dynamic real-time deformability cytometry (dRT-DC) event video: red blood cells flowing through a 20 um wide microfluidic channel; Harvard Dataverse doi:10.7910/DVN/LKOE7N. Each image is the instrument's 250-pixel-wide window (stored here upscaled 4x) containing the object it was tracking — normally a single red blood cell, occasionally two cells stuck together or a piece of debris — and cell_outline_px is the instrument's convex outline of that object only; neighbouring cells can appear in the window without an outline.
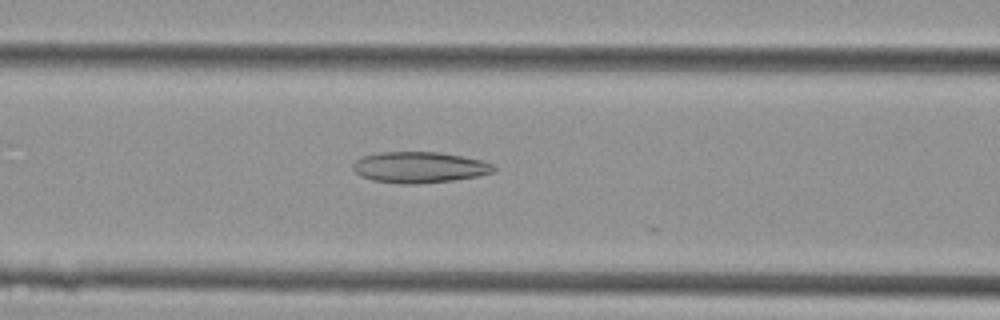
{"species": "Egyptian fruit bat (a non-hibernating species)", "species_latin": "Rousettus aegyptiacus", "temperature_condition": "cold", "stored_images_in_passage": 19, "camera_frame_rate_fps": 3000, "um_per_image_px": 0.085, "animal": {"sex": "female"}, "frame": {"image": 1, "passage_image": 8, "time_ms": 2.333, "image_size_px": [1000, 320], "cell_outline_px": [[496, 168], [492, 172], [476, 176], [452, 180], [416, 184], [400, 184], [372, 180], [360, 176], [352, 168], [352, 164], [356, 160], [364, 156], [380, 152], [440, 152], [484, 160], [496, 164]], "centroid_in_image_um": [35.66, 14.22], "position_along_channel_um": 130.9, "area_um2": 25.55}}
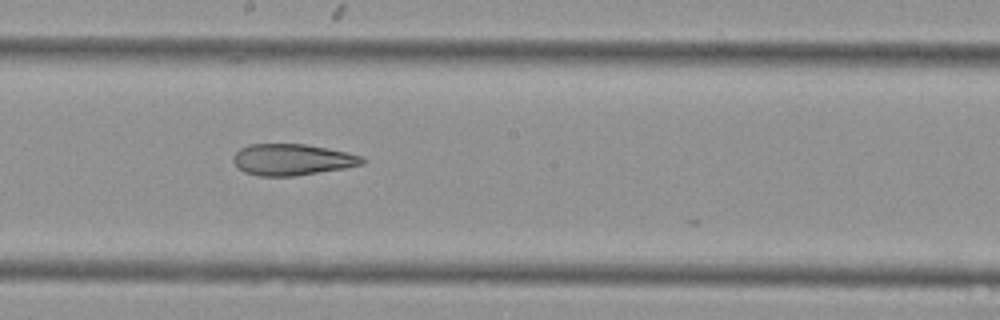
{"frame": {"image": 2, "passage_image": 14, "time_ms": 4.333, "image_size_px": [1000, 320], "cell_outline_px": [[368, 160], [364, 164], [344, 168], [292, 176], [256, 176], [244, 172], [232, 160], [232, 156], [240, 148], [248, 144], [304, 144], [328, 148], [348, 152], [364, 156]], "centroid_in_image_um": [24.86, 13.56], "position_along_channel_um": 223.3, "area_um2": 23.7}}
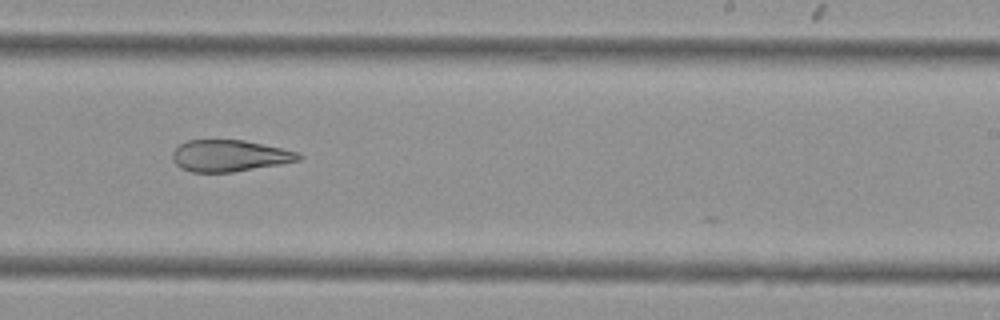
{"frame": {"image": 3, "passage_image": 17, "time_ms": 5.333, "image_size_px": [1000, 320], "cell_outline_px": [[304, 156], [300, 160], [280, 164], [232, 172], [192, 172], [180, 168], [172, 160], [172, 152], [180, 144], [188, 140], [244, 140], [300, 152]], "centroid_in_image_um": [19.51, 13.24], "position_along_channel_um": 269.5, "area_um2": 23.24}}